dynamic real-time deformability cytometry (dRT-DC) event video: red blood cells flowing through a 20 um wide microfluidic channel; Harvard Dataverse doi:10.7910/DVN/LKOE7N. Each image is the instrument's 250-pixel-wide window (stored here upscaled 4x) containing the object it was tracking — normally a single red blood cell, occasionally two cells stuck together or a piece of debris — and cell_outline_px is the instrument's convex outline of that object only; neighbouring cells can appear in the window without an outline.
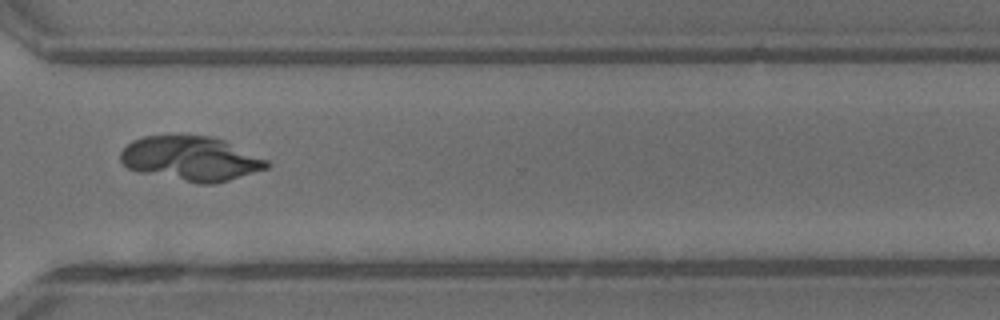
{"species": "common noctule bat (a hibernating species)", "species_latin": "Nyctalus noctula", "temperature_condition": "warm", "stored_images_in_passage": 31, "camera_frame_rate_fps": 3000, "um_per_image_px": 0.085, "animal": {"sex": "male", "body_mass_g": 13.3}, "frame": {"image": 1, "passage_image": 23, "time_ms": 7.333, "image_size_px": [1000, 320], "cell_outline_px": [[272, 164], [268, 168], [228, 180], [212, 184], [200, 184], [140, 172], [128, 168], [120, 160], [120, 152], [132, 140], [144, 136], [212, 136], [224, 140], [268, 160]], "centroid_in_image_um": [16.24, 13.48], "position_along_channel_um": 354.4, "area_um2": 37.69}}
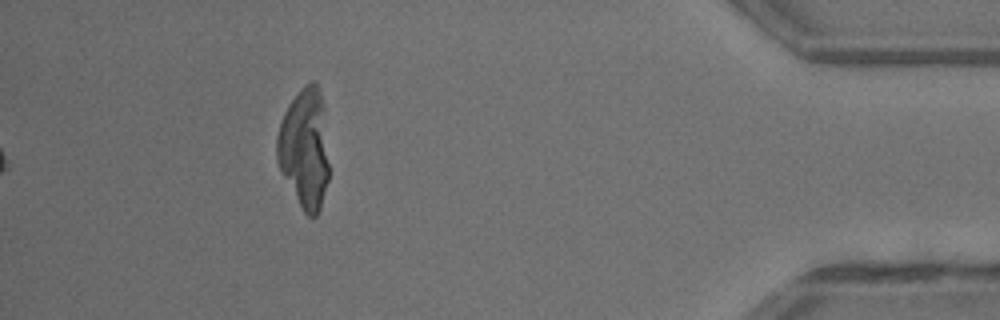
{"frame": {"image": 2, "passage_image": 31, "time_ms": 10.0, "image_size_px": [1000, 320], "cell_outline_px": [[328, 180], [320, 208], [316, 216], [308, 216], [304, 212], [280, 168], [276, 160], [276, 136], [284, 112], [288, 104], [300, 88], [304, 84], [312, 80], [316, 84], [320, 92], [328, 164]], "centroid_in_image_um": [25.86, 12.6], "position_along_channel_um": 409.3, "area_um2": 35.55}}